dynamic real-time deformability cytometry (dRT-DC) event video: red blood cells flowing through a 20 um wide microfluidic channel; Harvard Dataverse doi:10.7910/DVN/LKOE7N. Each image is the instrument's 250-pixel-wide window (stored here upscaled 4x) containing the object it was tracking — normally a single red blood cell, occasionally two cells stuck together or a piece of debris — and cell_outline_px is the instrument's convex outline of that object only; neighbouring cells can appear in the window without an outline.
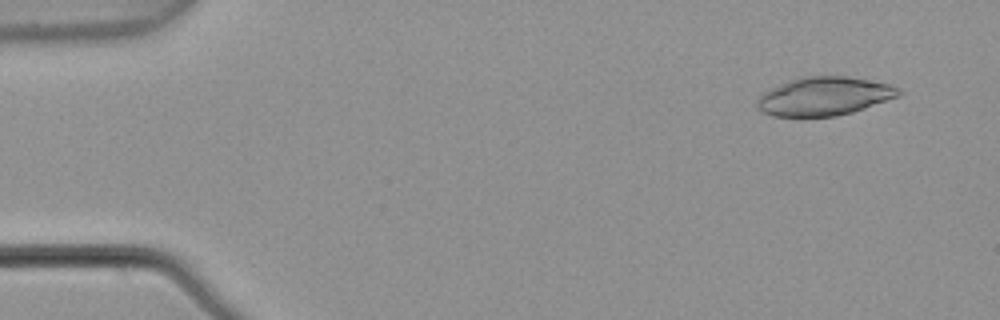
{"species": "common noctule bat (a hibernating species)", "species_latin": "Nyctalus noctula", "temperature_condition": "warm", "stored_images_in_passage": 4, "camera_frame_rate_fps": 3000, "um_per_image_px": 0.085, "animal": {"sex": "male", "body_mass_g": 21.5, "forearm_length_mm": 52.0}, "frame": {"image": 1, "passage_image": 1, "time_ms": 0.0, "image_size_px": [1000, 320], "cell_outline_px": [[904, 92], [900, 96], [852, 112], [836, 116], [772, 116], [756, 108], [756, 100], [768, 88], [800, 76], [848, 76], [892, 84], [900, 88]], "centroid_in_image_um": [70.07, 8.17], "position_along_channel_um": 14.9, "area_um2": 32.08}}